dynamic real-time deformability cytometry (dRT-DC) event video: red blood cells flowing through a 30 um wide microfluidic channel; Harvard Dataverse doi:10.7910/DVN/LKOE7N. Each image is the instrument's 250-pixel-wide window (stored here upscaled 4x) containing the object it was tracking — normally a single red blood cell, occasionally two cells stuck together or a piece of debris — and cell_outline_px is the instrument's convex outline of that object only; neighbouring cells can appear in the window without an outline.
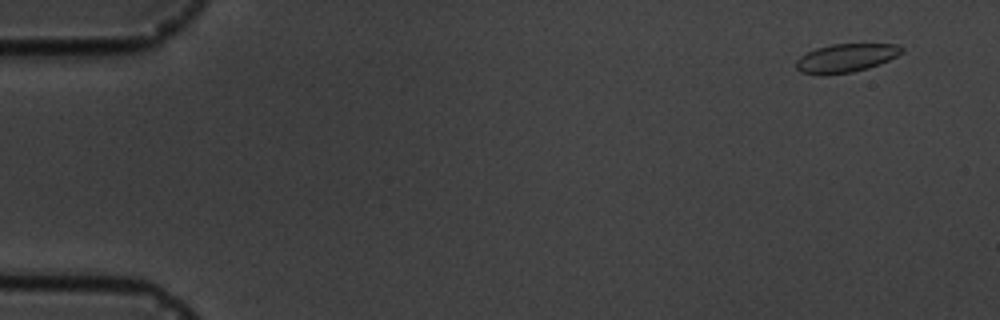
{"species": "common noctule bat (a hibernating species)", "species_latin": "Nyctalus noctula", "temperature_condition": "cold", "stored_images_in_passage": 6, "camera_frame_rate_fps": 3000, "um_per_image_px": 0.085, "animal": {"sex": "male", "body_mass_g": 19.5, "forearm_length_mm": 54.6}, "frame": {"image": 1, "passage_image": 2, "time_ms": 1.0, "image_size_px": [1000, 320], "cell_outline_px": [[904, 52], [880, 64], [868, 68], [852, 72], [820, 76], [800, 72], [796, 68], [796, 60], [800, 56], [816, 48], [832, 44], [896, 44], [904, 48]], "centroid_in_image_um": [71.88, 4.94], "position_along_channel_um": 13.1, "area_um2": 17.69}}
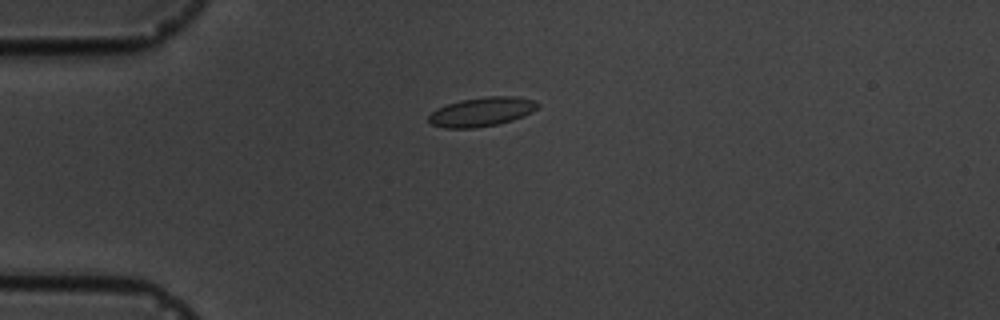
{"frame": {"image": 2, "passage_image": 5, "time_ms": 4.667, "image_size_px": [1000, 320], "cell_outline_px": [[540, 104], [532, 112], [524, 116], [512, 120], [496, 124], [472, 128], [444, 128], [432, 124], [428, 120], [428, 116], [436, 108], [460, 100], [484, 96], [516, 96], [536, 100]], "centroid_in_image_um": [40.96, 9.49], "position_along_channel_um": 44.0, "area_um2": 18.55}}